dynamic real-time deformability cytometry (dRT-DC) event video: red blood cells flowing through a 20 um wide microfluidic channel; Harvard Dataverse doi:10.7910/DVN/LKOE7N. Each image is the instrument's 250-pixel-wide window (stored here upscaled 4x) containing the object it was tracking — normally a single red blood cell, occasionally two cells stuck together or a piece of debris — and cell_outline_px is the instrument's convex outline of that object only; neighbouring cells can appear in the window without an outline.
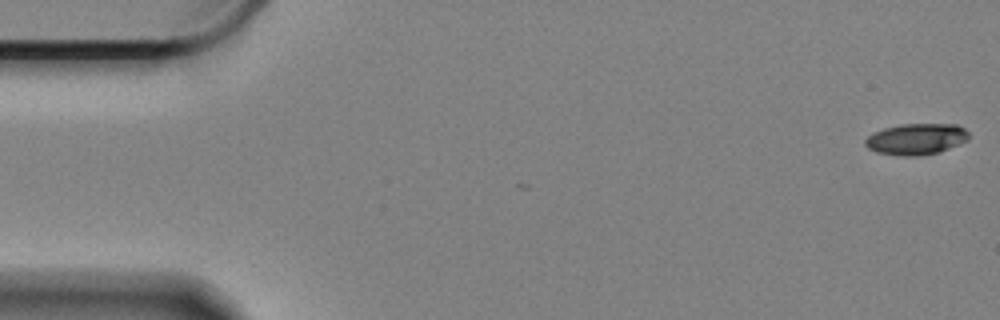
{"species": "Egyptian fruit bat (a non-hibernating species)", "species_latin": "Rousettus aegyptiacus", "temperature_condition": "cold", "stored_images_in_passage": 57, "camera_frame_rate_fps": 3000, "um_per_image_px": 0.085, "animal": {"sex": "female"}, "frame": {"image": 1, "passage_image": 1, "time_ms": 0.0, "image_size_px": [1000, 320], "cell_outline_px": [[968, 140], [960, 144], [940, 152], [920, 156], [900, 156], [876, 152], [868, 148], [864, 144], [864, 140], [872, 132], [884, 128], [900, 124], [956, 124], [964, 128], [968, 132]], "centroid_in_image_um": [77.87, 11.82], "position_along_channel_um": 7.1, "area_um2": 19.07}}
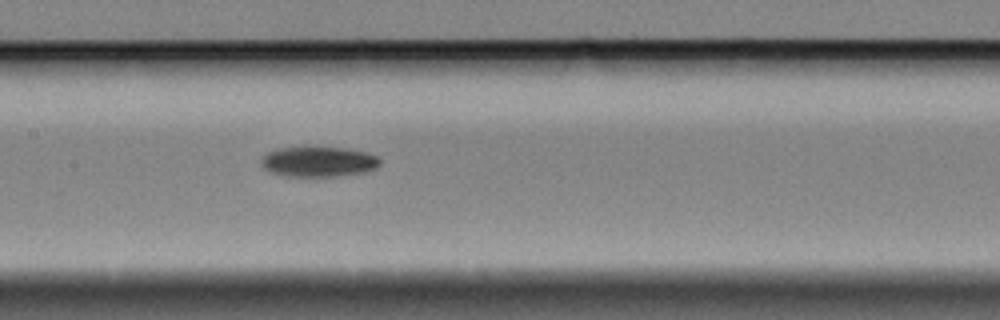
{"frame": {"image": 2, "passage_image": 28, "time_ms": 9.0, "image_size_px": [1000, 320], "cell_outline_px": [[380, 164], [376, 168], [364, 172], [340, 176], [288, 176], [272, 172], [264, 168], [260, 164], [260, 160], [268, 152], [280, 148], [308, 144], [344, 148], [368, 152], [376, 156], [380, 160]], "centroid_in_image_um": [27.07, 13.7], "position_along_channel_um": 180.3, "area_um2": 21.56}}
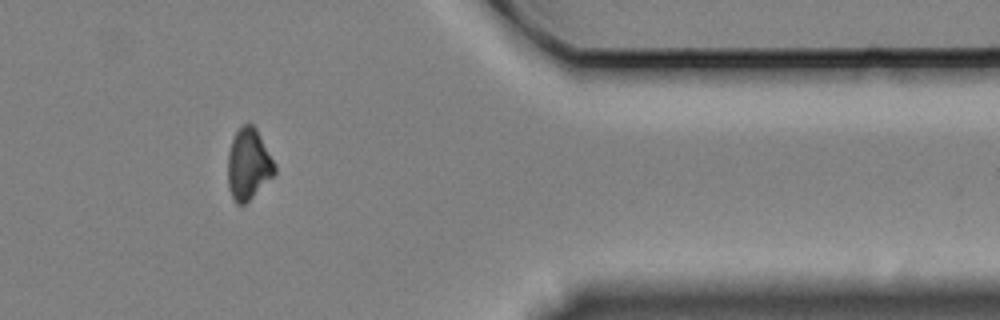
{"frame": {"image": 3, "passage_image": 49, "time_ms": 16.0, "image_size_px": [1000, 320], "cell_outline_px": [[276, 172], [244, 204], [236, 204], [232, 196], [228, 184], [228, 152], [232, 140], [236, 132], [244, 124], [252, 124], [256, 128], [276, 164]], "centroid_in_image_um": [21.12, 13.94], "position_along_channel_um": 390.3, "area_um2": 19.07}}